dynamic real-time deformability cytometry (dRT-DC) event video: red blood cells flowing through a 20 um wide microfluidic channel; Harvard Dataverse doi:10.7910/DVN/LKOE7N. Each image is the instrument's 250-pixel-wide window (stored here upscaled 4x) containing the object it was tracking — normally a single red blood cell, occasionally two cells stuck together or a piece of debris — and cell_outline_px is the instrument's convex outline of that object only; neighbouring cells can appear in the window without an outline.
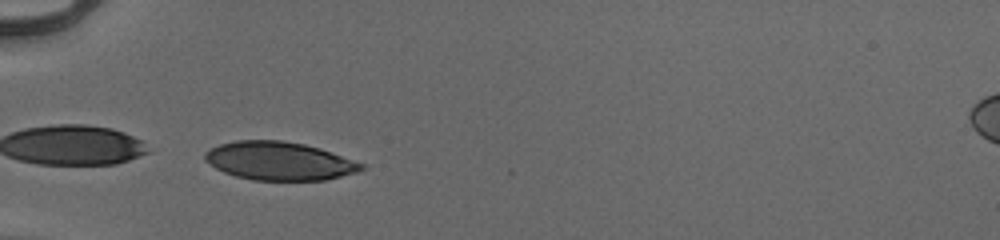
{"species": "human", "species_latin": "Homo sapiens", "temperature_condition": "cold", "stored_images_in_passage": 36, "camera_frame_rate_fps": 3000, "um_per_image_px": 0.085, "donor": {"sex": "male"}, "frame": {"image": 1, "passage_image": 1, "time_ms": 0.0, "image_size_px": [1000, 240], "cell_outline_px": [[364, 168], [356, 172], [324, 180], [252, 180], [236, 176], [224, 172], [216, 168], [204, 160], [204, 152], [220, 144], [236, 140], [284, 140], [304, 144], [320, 148], [364, 164]], "centroid_in_image_um": [23.7, 13.68], "position_along_channel_um": 61.3, "area_um2": 34.8}}
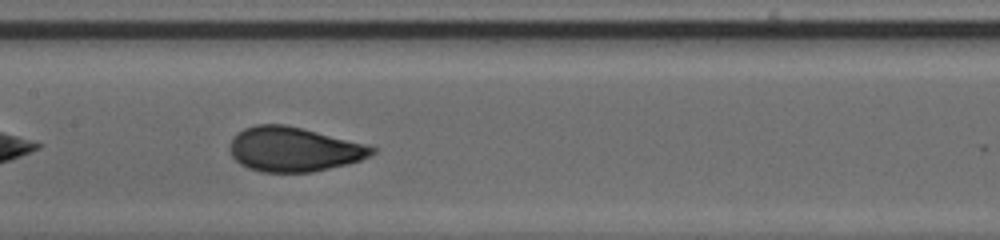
{"frame": {"image": 2, "passage_image": 11, "time_ms": 3.333, "image_size_px": [1000, 240], "cell_outline_px": [[376, 152], [360, 160], [348, 164], [312, 172], [264, 172], [248, 168], [240, 164], [232, 156], [228, 148], [232, 136], [244, 128], [256, 124], [284, 124], [304, 128], [368, 144], [376, 148]], "centroid_in_image_um": [24.97, 12.68], "position_along_channel_um": 182.4, "area_um2": 37.22}}
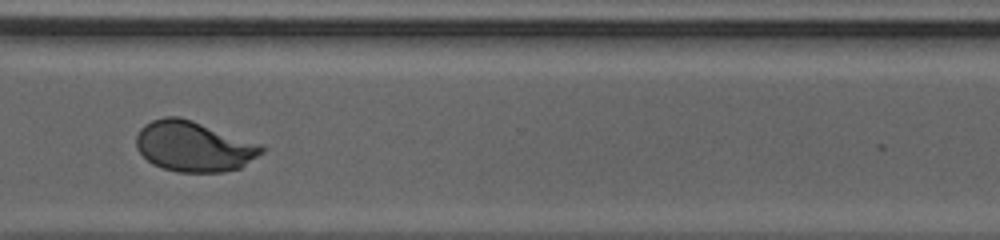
{"frame": {"image": 3, "passage_image": 24, "time_ms": 7.667, "image_size_px": [1000, 240], "cell_outline_px": [[268, 148], [264, 152], [240, 168], [224, 172], [176, 172], [152, 164], [136, 148], [136, 136], [140, 128], [144, 124], [152, 120], [164, 116], [180, 116], [192, 120], [260, 144]], "centroid_in_image_um": [16.47, 12.44], "position_along_channel_um": 354.1, "area_um2": 36.88}, "authors_computed_cell_mechanics": {"area_um2": 36.7608, "velocity_mm_per_s": 3.95, "shape_relaxation_time_tau1_ms": 3.4758, "shape_relaxation_time_tau2_ms": null, "deformation_change_tau1": 0.1682, "deformation_change_tau2": null}}